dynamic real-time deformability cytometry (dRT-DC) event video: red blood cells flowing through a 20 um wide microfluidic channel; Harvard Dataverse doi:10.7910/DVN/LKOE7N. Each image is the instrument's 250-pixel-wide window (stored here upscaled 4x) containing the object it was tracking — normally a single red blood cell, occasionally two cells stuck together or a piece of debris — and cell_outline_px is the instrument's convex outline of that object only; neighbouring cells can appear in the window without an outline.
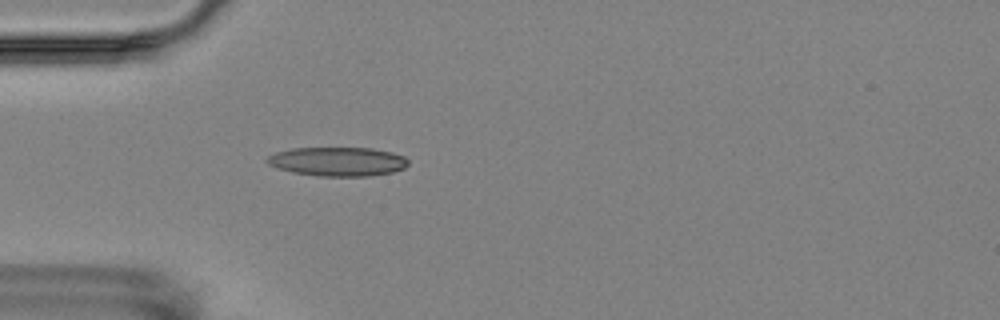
{"species": "Egyptian fruit bat (a non-hibernating species)", "species_latin": "Rousettus aegyptiacus", "temperature_condition": "room temperature", "stored_images_in_passage": 4, "camera_frame_rate_fps": 3000, "um_per_image_px": 0.085, "animal": {"sex": "female"}, "frame": {"image": 1, "passage_image": 4, "time_ms": 4.333, "image_size_px": [1000, 320], "cell_outline_px": [[408, 164], [404, 168], [392, 172], [368, 176], [320, 176], [292, 172], [276, 168], [268, 164], [264, 160], [268, 156], [276, 152], [292, 148], [372, 148], [392, 152], [404, 156], [408, 160]], "centroid_in_image_um": [28.68, 13.73], "position_along_channel_um": 56.3, "area_um2": 23.93}}